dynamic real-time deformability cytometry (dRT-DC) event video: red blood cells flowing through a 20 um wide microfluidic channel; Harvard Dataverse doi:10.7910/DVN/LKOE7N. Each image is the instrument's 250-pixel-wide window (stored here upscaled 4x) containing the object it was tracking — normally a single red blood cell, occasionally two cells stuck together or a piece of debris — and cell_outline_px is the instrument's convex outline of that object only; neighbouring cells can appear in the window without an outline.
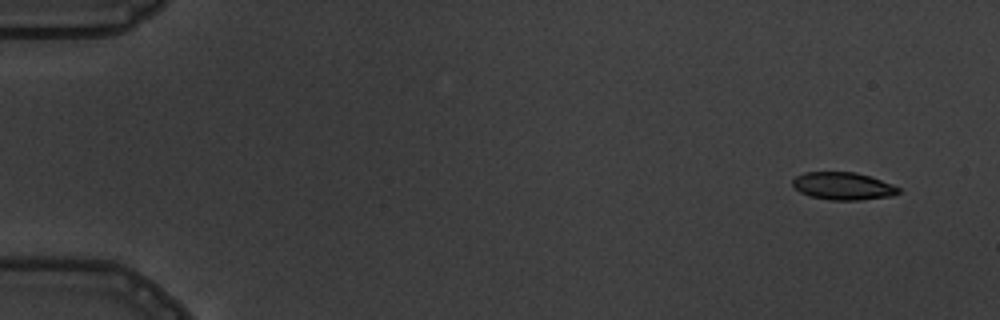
{"species": "common noctule bat (a hibernating species)", "species_latin": "Nyctalus noctula", "temperature_condition": "warm", "stored_images_in_passage": 6, "camera_frame_rate_fps": 3000, "um_per_image_px": 0.085, "animal": {"sex": "male", "body_mass_g": 19.5, "forearm_length_mm": 54.6}, "frame": {"image": 1, "passage_image": 1, "time_ms": 0.0, "image_size_px": [1000, 320], "cell_outline_px": [[900, 192], [892, 196], [860, 200], [832, 200], [808, 196], [800, 192], [792, 184], [792, 180], [796, 176], [804, 172], [856, 172], [872, 176], [892, 184], [900, 188]], "centroid_in_image_um": [71.67, 15.81], "position_along_channel_um": 13.3, "area_um2": 17.17}}
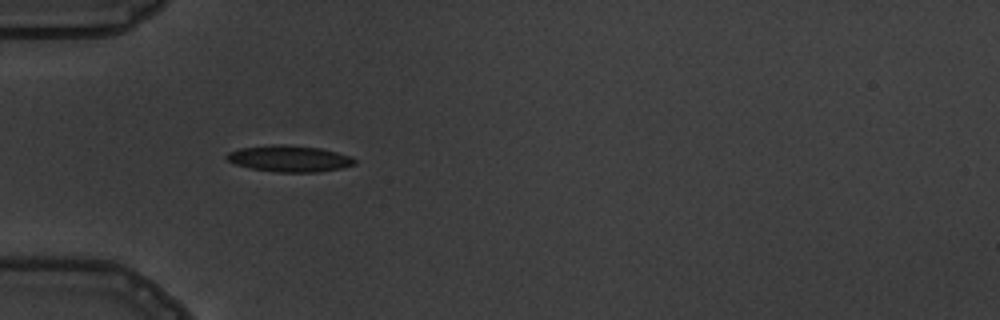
{"frame": {"image": 2, "passage_image": 5, "time_ms": 4.667, "image_size_px": [1000, 320], "cell_outline_px": [[356, 164], [340, 168], [316, 172], [280, 172], [252, 168], [236, 164], [228, 160], [224, 156], [228, 152], [240, 148], [272, 144], [284, 144], [320, 148], [336, 152], [348, 156], [356, 160]], "centroid_in_image_um": [24.57, 13.47], "position_along_channel_um": 60.4, "area_um2": 19.42}}